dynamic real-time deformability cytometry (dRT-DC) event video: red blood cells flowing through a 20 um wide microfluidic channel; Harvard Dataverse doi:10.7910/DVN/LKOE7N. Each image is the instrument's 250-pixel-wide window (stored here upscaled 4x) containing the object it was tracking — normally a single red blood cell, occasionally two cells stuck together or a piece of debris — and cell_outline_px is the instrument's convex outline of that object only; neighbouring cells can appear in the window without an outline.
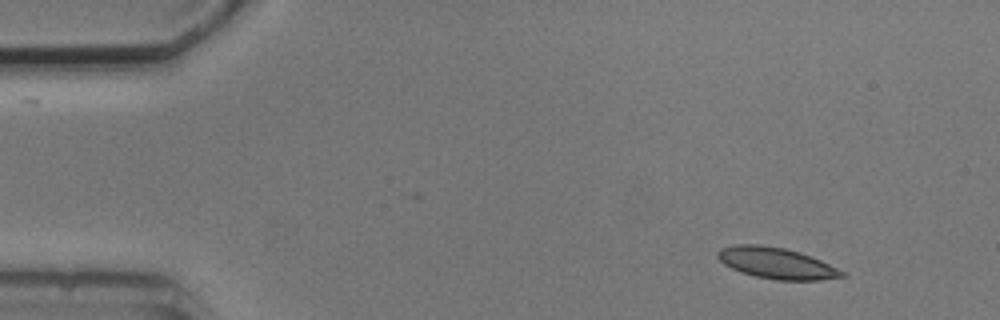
{"species": "common noctule bat (a hibernating species)", "species_latin": "Nyctalus noctula", "temperature_condition": "cold", "stored_images_in_passage": 4, "camera_frame_rate_fps": 3000, "um_per_image_px": 0.085, "animal": {"sex": "male", "body_mass_g": 20.5, "forearm_length_mm": 52.5}, "frame": {"image": 1, "passage_image": 1, "time_ms": 0.0, "image_size_px": [1000, 320], "cell_outline_px": [[848, 276], [820, 280], [776, 280], [756, 276], [740, 272], [724, 264], [716, 256], [716, 252], [720, 248], [736, 244], [760, 244], [784, 248], [800, 252], [812, 256], [844, 272]], "centroid_in_image_um": [65.98, 22.36], "position_along_channel_um": 19.0, "area_um2": 22.6}}
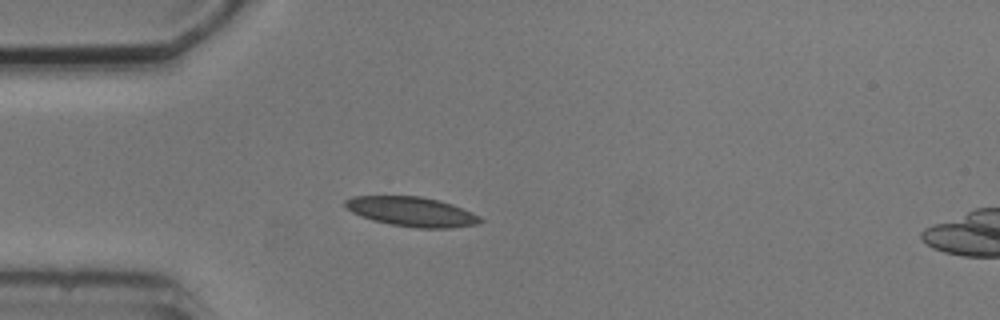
{"frame": {"image": 2, "passage_image": 3, "time_ms": 3.0, "image_size_px": [1000, 320], "cell_outline_px": [[484, 220], [476, 224], [448, 228], [416, 228], [392, 224], [372, 220], [360, 216], [352, 212], [344, 204], [344, 200], [352, 196], [420, 196], [440, 200], [452, 204], [472, 212], [480, 216]], "centroid_in_image_um": [35.0, 17.98], "position_along_channel_um": 50.0, "area_um2": 23.24}}